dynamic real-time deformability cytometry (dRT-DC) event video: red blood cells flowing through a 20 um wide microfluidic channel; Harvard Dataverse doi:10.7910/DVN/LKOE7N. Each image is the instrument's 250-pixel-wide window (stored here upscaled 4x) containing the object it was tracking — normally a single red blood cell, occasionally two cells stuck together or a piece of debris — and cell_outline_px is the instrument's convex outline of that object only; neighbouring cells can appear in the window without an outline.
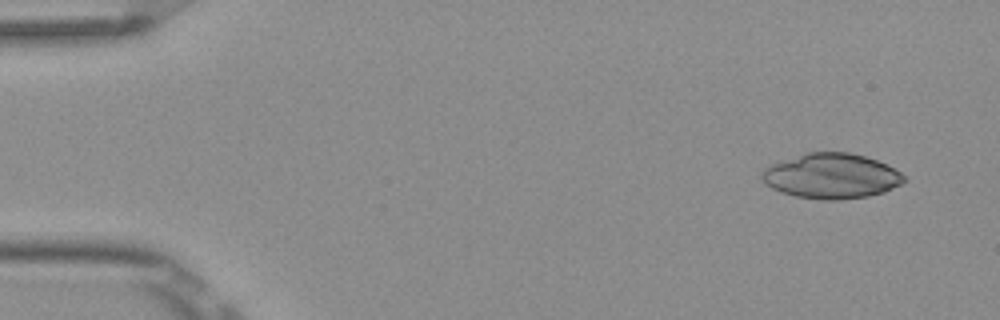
{"species": "Egyptian fruit bat (a non-hibernating species)", "species_latin": "Rousettus aegyptiacus", "temperature_condition": "room temperature", "stored_images_in_passage": 7, "camera_frame_rate_fps": 3000, "um_per_image_px": 0.085, "frame": {"image": 1, "passage_image": 1, "time_ms": 0.0, "image_size_px": [1000, 320], "cell_outline_px": [[908, 180], [904, 184], [884, 192], [868, 196], [840, 200], [824, 200], [796, 196], [780, 192], [764, 184], [760, 176], [760, 172], [764, 168], [772, 164], [808, 152], [848, 152], [864, 156], [888, 164], [900, 172]], "centroid_in_image_um": [70.69, 14.97], "position_along_channel_um": 14.3, "area_um2": 37.63}}